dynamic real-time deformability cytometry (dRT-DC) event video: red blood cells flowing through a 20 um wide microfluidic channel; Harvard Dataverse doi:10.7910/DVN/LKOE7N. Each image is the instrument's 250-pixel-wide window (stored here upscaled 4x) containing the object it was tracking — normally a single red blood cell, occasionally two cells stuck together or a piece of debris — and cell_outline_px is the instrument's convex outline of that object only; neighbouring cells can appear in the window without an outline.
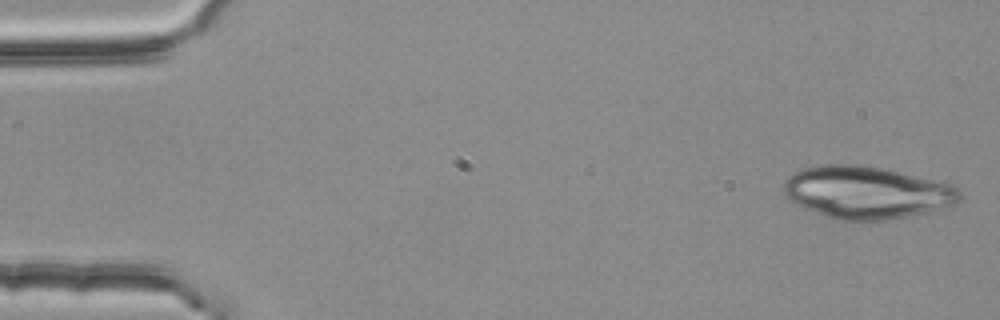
{"species": "common noctule bat (a hibernating species)", "species_latin": "Nyctalus noctula", "temperature_condition": "room temperature", "stored_images_in_passage": 5, "camera_frame_rate_fps": 3000, "um_per_image_px": 0.085, "animal": {"sex": "female", "body_mass_g": 25.1}, "frame": {"image": 1, "passage_image": 1, "time_ms": 0.0, "image_size_px": [1000, 320], "cell_outline_px": [[964, 196], [956, 204], [944, 208], [928, 212], [908, 216], [884, 220], [836, 220], [824, 216], [804, 208], [796, 204], [784, 196], [784, 180], [792, 172], [804, 168], [824, 164], [860, 164], [884, 168], [952, 184], [960, 188]], "centroid_in_image_um": [73.68, 16.35], "position_along_channel_um": 11.3, "area_um2": 54.39}}